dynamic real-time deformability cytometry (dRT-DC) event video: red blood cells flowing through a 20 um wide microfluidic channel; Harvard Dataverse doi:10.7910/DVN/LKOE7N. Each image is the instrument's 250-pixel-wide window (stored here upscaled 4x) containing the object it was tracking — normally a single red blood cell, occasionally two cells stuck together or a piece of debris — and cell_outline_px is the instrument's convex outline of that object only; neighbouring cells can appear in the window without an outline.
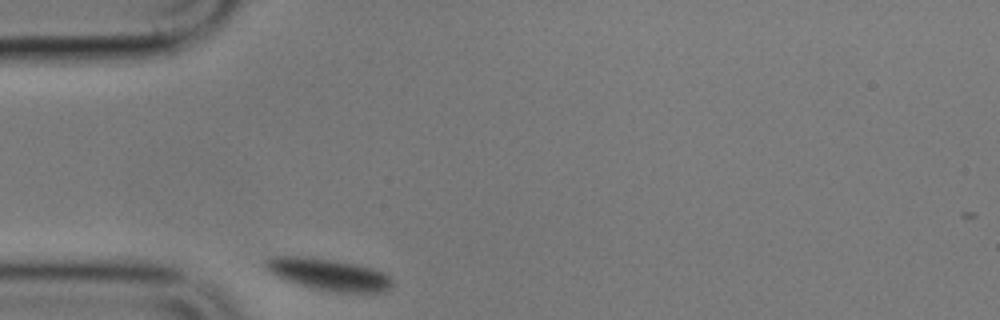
{"species": "common noctule bat (a hibernating species)", "species_latin": "Nyctalus noctula", "temperature_condition": "cold", "stored_images_in_passage": 6, "camera_frame_rate_fps": 3000, "um_per_image_px": 0.085, "animal": {"sex": "male", "body_mass_g": 17.9}, "frame": {"image": 1, "passage_image": 1, "time_ms": 0.0, "image_size_px": [1000, 320], "cell_outline_px": [[392, 284], [384, 292], [336, 292], [316, 288], [288, 280], [264, 268], [264, 260], [268, 256], [300, 256], [332, 260], [356, 264], [372, 268], [384, 272], [392, 280]], "centroid_in_image_um": [27.94, 23.3], "position_along_channel_um": 57.1, "area_um2": 22.95}}
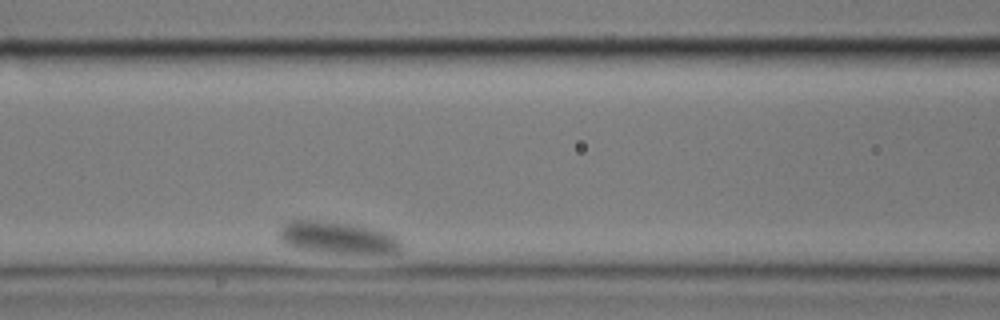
{"frame": {"image": 2, "passage_image": 5, "time_ms": 4.667, "image_size_px": [1000, 320], "cell_outline_px": [[404, 248], [400, 252], [328, 252], [296, 248], [280, 240], [280, 224], [288, 220], [316, 220], [348, 224], [376, 228], [388, 232], [396, 236], [404, 244]], "centroid_in_image_um": [28.71, 20.17], "position_along_channel_um": 137.9, "area_um2": 22.6}}